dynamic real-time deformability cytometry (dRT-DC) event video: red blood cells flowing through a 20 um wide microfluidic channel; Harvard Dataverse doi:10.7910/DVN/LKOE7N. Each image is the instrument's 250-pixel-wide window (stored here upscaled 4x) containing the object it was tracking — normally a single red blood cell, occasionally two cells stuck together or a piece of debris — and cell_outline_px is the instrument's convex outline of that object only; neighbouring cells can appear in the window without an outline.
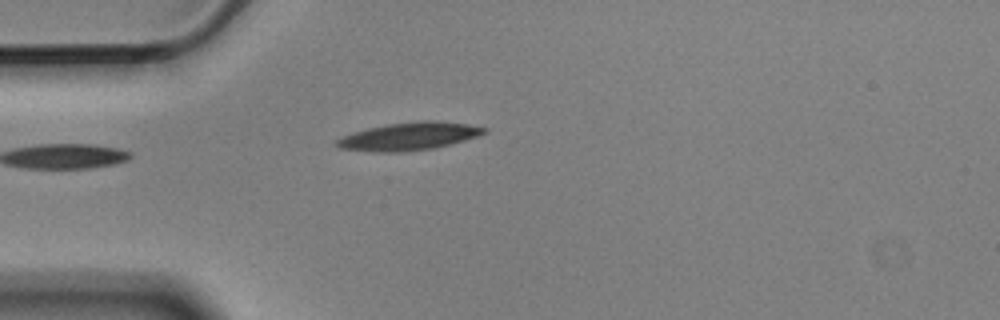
{"species": "Egyptian fruit bat (a non-hibernating species)", "species_latin": "Rousettus aegyptiacus", "temperature_condition": "cold", "stored_images_in_passage": 5, "camera_frame_rate_fps": 3000, "um_per_image_px": 0.085, "animal": {"sex": "male"}, "frame": {"image": 1, "passage_image": 5, "time_ms": 1.333, "image_size_px": [1000, 320], "cell_outline_px": [[488, 132], [464, 140], [432, 148], [400, 152], [376, 152], [340, 148], [336, 144], [336, 140], [352, 132], [368, 128], [388, 124], [420, 120], [436, 120], [468, 124], [488, 128]], "centroid_in_image_um": [34.78, 11.57], "position_along_channel_um": 50.2, "area_um2": 23.7}}